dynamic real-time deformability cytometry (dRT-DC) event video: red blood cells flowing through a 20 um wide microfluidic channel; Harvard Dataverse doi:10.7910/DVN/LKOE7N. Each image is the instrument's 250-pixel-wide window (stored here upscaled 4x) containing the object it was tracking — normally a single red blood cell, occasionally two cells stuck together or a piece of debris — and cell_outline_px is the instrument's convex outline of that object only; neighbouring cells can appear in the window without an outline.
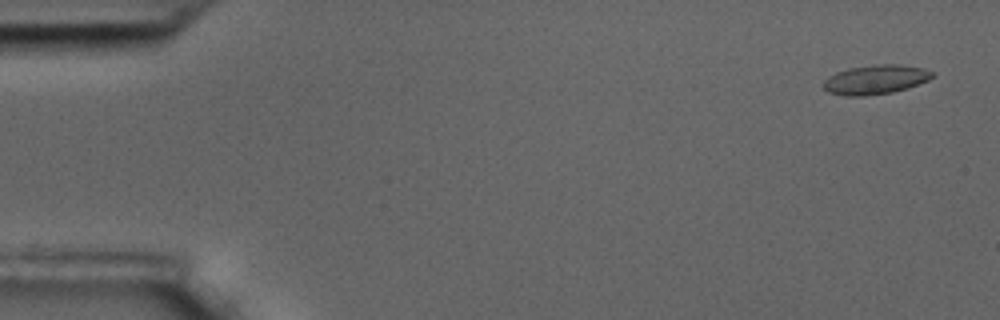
{"species": "common noctule bat (a hibernating species)", "species_latin": "Nyctalus noctula", "temperature_condition": "room temperature", "stored_images_in_passage": 54, "camera_frame_rate_fps": 3000, "um_per_image_px": 0.085, "animal": {"sex": "male", "body_mass_g": 17.5, "forearm_length_mm": 52.3}, "frame": {"image": 1, "passage_image": 3, "time_ms": 0.667, "image_size_px": [1000, 320], "cell_outline_px": [[932, 76], [928, 80], [908, 88], [892, 92], [864, 96], [844, 96], [828, 92], [820, 84], [828, 76], [836, 72], [848, 68], [872, 64], [900, 64], [924, 68], [932, 72]], "centroid_in_image_um": [74.36, 6.76], "position_along_channel_um": 10.6, "area_um2": 18.79}}
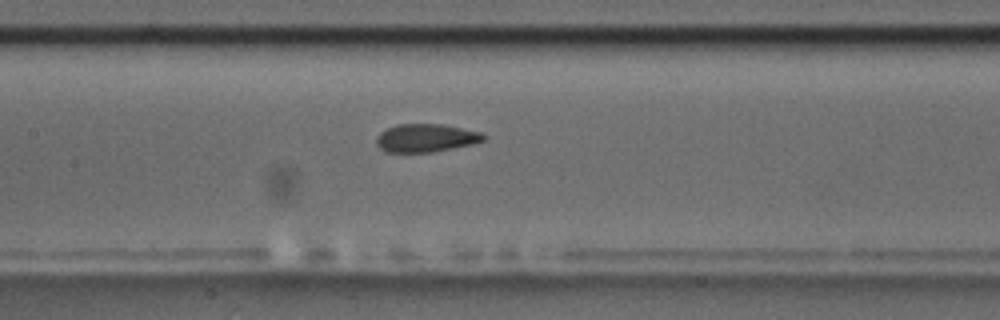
{"frame": {"image": 2, "passage_image": 28, "time_ms": 9.0, "image_size_px": [1000, 320], "cell_outline_px": [[488, 136], [484, 140], [472, 144], [432, 152], [388, 152], [380, 148], [376, 144], [376, 136], [380, 132], [396, 124], [444, 124], [484, 132]], "centroid_in_image_um": [36.24, 11.71], "position_along_channel_um": 171.2, "area_um2": 17.74}}
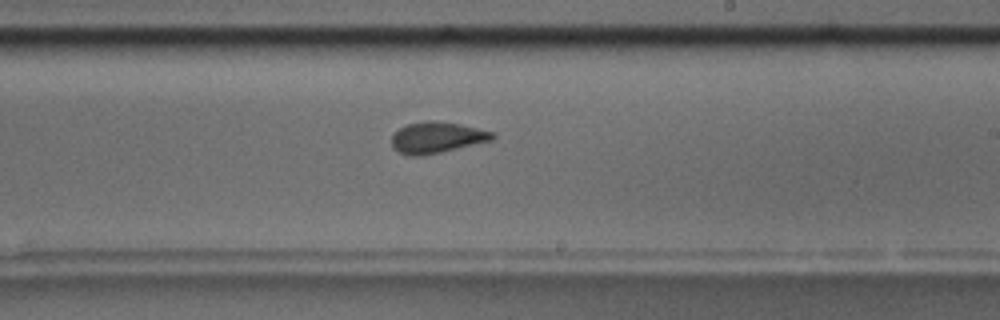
{"frame": {"image": 3, "passage_image": 35, "time_ms": 11.333, "image_size_px": [1000, 320], "cell_outline_px": [[496, 136], [492, 140], [424, 156], [408, 156], [392, 148], [392, 136], [400, 128], [408, 124], [424, 120], [436, 120], [460, 124], [496, 132]], "centroid_in_image_um": [37.14, 11.68], "position_along_channel_um": 251.9, "area_um2": 18.44}}